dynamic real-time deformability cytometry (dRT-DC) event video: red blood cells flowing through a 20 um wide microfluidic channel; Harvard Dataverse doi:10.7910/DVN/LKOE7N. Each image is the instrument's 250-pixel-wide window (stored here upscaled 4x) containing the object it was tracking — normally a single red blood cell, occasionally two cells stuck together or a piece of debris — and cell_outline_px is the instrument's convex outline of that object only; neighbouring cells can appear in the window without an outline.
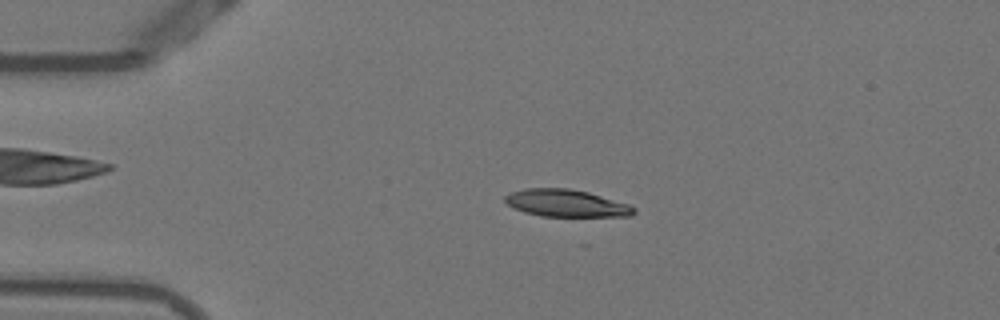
{"species": "Egyptian fruit bat (a non-hibernating species)", "species_latin": "Rousettus aegyptiacus", "temperature_condition": "warm", "stored_images_in_passage": 52, "camera_frame_rate_fps": 3000, "um_per_image_px": 0.085, "animal": {"sex": "female"}, "frame": {"image": 1, "passage_image": 11, "time_ms": 3.333, "image_size_px": [1000, 320], "cell_outline_px": [[636, 212], [632, 216], [540, 216], [524, 212], [512, 208], [504, 200], [504, 196], [512, 192], [524, 188], [568, 188], [588, 192], [628, 204], [636, 208]], "centroid_in_image_um": [48.11, 17.27], "position_along_channel_um": 36.9, "area_um2": 20.46}}
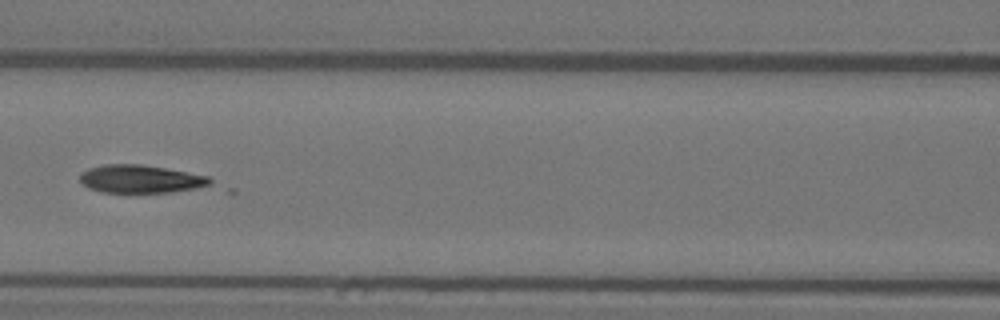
{"frame": {"image": 2, "passage_image": 23, "time_ms": 7.333, "image_size_px": [1000, 320], "cell_outline_px": [[212, 184], [196, 188], [172, 192], [100, 192], [88, 188], [80, 180], [80, 176], [88, 168], [104, 164], [140, 164], [164, 168], [208, 176], [212, 180]], "centroid_in_image_um": [11.94, 15.21], "position_along_channel_um": 154.7, "area_um2": 21.04}}
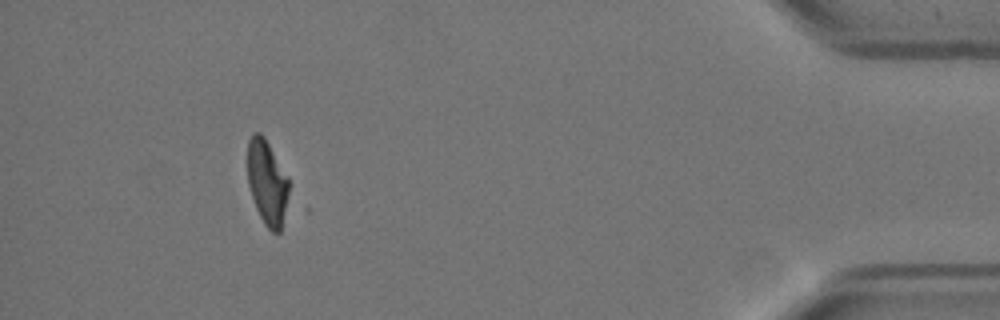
{"frame": {"image": 3, "passage_image": 48, "time_ms": 15.667, "image_size_px": [1000, 320], "cell_outline_px": [[288, 192], [280, 232], [272, 232], [264, 224], [256, 208], [248, 184], [248, 140], [252, 132], [260, 132], [264, 136], [288, 176]], "centroid_in_image_um": [22.69, 15.46], "position_along_channel_um": 412.5, "area_um2": 20.17}, "authors_computed_cell_mechanics": {"area_um2": 20.808, "velocity_mm_per_s": 3.8343, "shape_relaxation_time_tau1_ms": 8.3634, "shape_relaxation_time_tau2_ms": null, "deformation_change_tau1": null, "deformation_change_tau2": null}}